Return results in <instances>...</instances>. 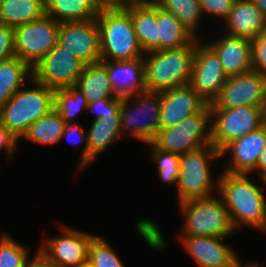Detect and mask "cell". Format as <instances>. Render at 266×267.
I'll return each instance as SVG.
<instances>
[{
    "mask_svg": "<svg viewBox=\"0 0 266 267\" xmlns=\"http://www.w3.org/2000/svg\"><path fill=\"white\" fill-rule=\"evenodd\" d=\"M96 21L100 31L101 61H132L143 58L130 14L124 8L103 6Z\"/></svg>",
    "mask_w": 266,
    "mask_h": 267,
    "instance_id": "4",
    "label": "cell"
},
{
    "mask_svg": "<svg viewBox=\"0 0 266 267\" xmlns=\"http://www.w3.org/2000/svg\"><path fill=\"white\" fill-rule=\"evenodd\" d=\"M27 267H53L48 264L39 254H37L34 259L28 264Z\"/></svg>",
    "mask_w": 266,
    "mask_h": 267,
    "instance_id": "44",
    "label": "cell"
},
{
    "mask_svg": "<svg viewBox=\"0 0 266 267\" xmlns=\"http://www.w3.org/2000/svg\"><path fill=\"white\" fill-rule=\"evenodd\" d=\"M54 107L55 90L32 78L0 108V123L20 142L30 126Z\"/></svg>",
    "mask_w": 266,
    "mask_h": 267,
    "instance_id": "2",
    "label": "cell"
},
{
    "mask_svg": "<svg viewBox=\"0 0 266 267\" xmlns=\"http://www.w3.org/2000/svg\"><path fill=\"white\" fill-rule=\"evenodd\" d=\"M65 124L61 115L53 109L33 123L23 138L36 145L55 147L61 142Z\"/></svg>",
    "mask_w": 266,
    "mask_h": 267,
    "instance_id": "29",
    "label": "cell"
},
{
    "mask_svg": "<svg viewBox=\"0 0 266 267\" xmlns=\"http://www.w3.org/2000/svg\"><path fill=\"white\" fill-rule=\"evenodd\" d=\"M204 40V41H202ZM228 79L216 52L202 39L195 38V54L189 85L207 103H213Z\"/></svg>",
    "mask_w": 266,
    "mask_h": 267,
    "instance_id": "12",
    "label": "cell"
},
{
    "mask_svg": "<svg viewBox=\"0 0 266 267\" xmlns=\"http://www.w3.org/2000/svg\"><path fill=\"white\" fill-rule=\"evenodd\" d=\"M103 5L111 8H124L127 6L147 4L155 0H102Z\"/></svg>",
    "mask_w": 266,
    "mask_h": 267,
    "instance_id": "41",
    "label": "cell"
},
{
    "mask_svg": "<svg viewBox=\"0 0 266 267\" xmlns=\"http://www.w3.org/2000/svg\"><path fill=\"white\" fill-rule=\"evenodd\" d=\"M147 147H150L148 151L150 153V162L155 165L158 172V180L165 183V185L170 184L177 186L179 181V167L181 155L177 153H172L170 151H165L160 148L155 147L152 143H147Z\"/></svg>",
    "mask_w": 266,
    "mask_h": 267,
    "instance_id": "32",
    "label": "cell"
},
{
    "mask_svg": "<svg viewBox=\"0 0 266 267\" xmlns=\"http://www.w3.org/2000/svg\"><path fill=\"white\" fill-rule=\"evenodd\" d=\"M121 115L106 114L98 120H92L87 132L88 167L118 140H124L121 131Z\"/></svg>",
    "mask_w": 266,
    "mask_h": 267,
    "instance_id": "22",
    "label": "cell"
},
{
    "mask_svg": "<svg viewBox=\"0 0 266 267\" xmlns=\"http://www.w3.org/2000/svg\"><path fill=\"white\" fill-rule=\"evenodd\" d=\"M79 123H66L65 128L61 137V141L66 139L68 144L70 143L73 147L77 148L81 146L83 149L80 151V157L78 159V164L76 166L75 172L82 174L85 172V169L88 167V144H87V132L84 128V125ZM76 145V146H75Z\"/></svg>",
    "mask_w": 266,
    "mask_h": 267,
    "instance_id": "35",
    "label": "cell"
},
{
    "mask_svg": "<svg viewBox=\"0 0 266 267\" xmlns=\"http://www.w3.org/2000/svg\"><path fill=\"white\" fill-rule=\"evenodd\" d=\"M130 14L139 44L144 53L159 50L157 3L124 7Z\"/></svg>",
    "mask_w": 266,
    "mask_h": 267,
    "instance_id": "23",
    "label": "cell"
},
{
    "mask_svg": "<svg viewBox=\"0 0 266 267\" xmlns=\"http://www.w3.org/2000/svg\"><path fill=\"white\" fill-rule=\"evenodd\" d=\"M155 2L164 10L171 12L196 38H203L201 37L203 34L199 33L204 21L199 0H155Z\"/></svg>",
    "mask_w": 266,
    "mask_h": 267,
    "instance_id": "30",
    "label": "cell"
},
{
    "mask_svg": "<svg viewBox=\"0 0 266 267\" xmlns=\"http://www.w3.org/2000/svg\"><path fill=\"white\" fill-rule=\"evenodd\" d=\"M107 69L110 84L119 97L147 91L143 58L132 61H101Z\"/></svg>",
    "mask_w": 266,
    "mask_h": 267,
    "instance_id": "21",
    "label": "cell"
},
{
    "mask_svg": "<svg viewBox=\"0 0 266 267\" xmlns=\"http://www.w3.org/2000/svg\"><path fill=\"white\" fill-rule=\"evenodd\" d=\"M179 206V207H178ZM182 225L177 236H209L228 238L234 234L229 212L218 194L177 204Z\"/></svg>",
    "mask_w": 266,
    "mask_h": 267,
    "instance_id": "6",
    "label": "cell"
},
{
    "mask_svg": "<svg viewBox=\"0 0 266 267\" xmlns=\"http://www.w3.org/2000/svg\"><path fill=\"white\" fill-rule=\"evenodd\" d=\"M102 0H45V15L57 23L83 22L96 19Z\"/></svg>",
    "mask_w": 266,
    "mask_h": 267,
    "instance_id": "24",
    "label": "cell"
},
{
    "mask_svg": "<svg viewBox=\"0 0 266 267\" xmlns=\"http://www.w3.org/2000/svg\"><path fill=\"white\" fill-rule=\"evenodd\" d=\"M234 2L235 0H199L200 9L204 19H207L208 16L209 18H212L210 22L213 19H217L216 22L218 21L220 23H218V25H221L228 17Z\"/></svg>",
    "mask_w": 266,
    "mask_h": 267,
    "instance_id": "36",
    "label": "cell"
},
{
    "mask_svg": "<svg viewBox=\"0 0 266 267\" xmlns=\"http://www.w3.org/2000/svg\"><path fill=\"white\" fill-rule=\"evenodd\" d=\"M257 179H260L259 181L262 182V187L265 190L266 189L265 188L266 187V173H264L260 178H257Z\"/></svg>",
    "mask_w": 266,
    "mask_h": 267,
    "instance_id": "46",
    "label": "cell"
},
{
    "mask_svg": "<svg viewBox=\"0 0 266 267\" xmlns=\"http://www.w3.org/2000/svg\"><path fill=\"white\" fill-rule=\"evenodd\" d=\"M219 26L223 33L252 41L266 32V19L252 0H235L228 17Z\"/></svg>",
    "mask_w": 266,
    "mask_h": 267,
    "instance_id": "20",
    "label": "cell"
},
{
    "mask_svg": "<svg viewBox=\"0 0 266 267\" xmlns=\"http://www.w3.org/2000/svg\"><path fill=\"white\" fill-rule=\"evenodd\" d=\"M96 235L89 246L88 263L91 267H126L112 244Z\"/></svg>",
    "mask_w": 266,
    "mask_h": 267,
    "instance_id": "34",
    "label": "cell"
},
{
    "mask_svg": "<svg viewBox=\"0 0 266 267\" xmlns=\"http://www.w3.org/2000/svg\"><path fill=\"white\" fill-rule=\"evenodd\" d=\"M218 195L229 212L236 231L247 226L266 232V197L261 183L246 174L221 171L218 177Z\"/></svg>",
    "mask_w": 266,
    "mask_h": 267,
    "instance_id": "1",
    "label": "cell"
},
{
    "mask_svg": "<svg viewBox=\"0 0 266 267\" xmlns=\"http://www.w3.org/2000/svg\"><path fill=\"white\" fill-rule=\"evenodd\" d=\"M84 64L59 42L32 68L33 78L53 90L75 86Z\"/></svg>",
    "mask_w": 266,
    "mask_h": 267,
    "instance_id": "13",
    "label": "cell"
},
{
    "mask_svg": "<svg viewBox=\"0 0 266 267\" xmlns=\"http://www.w3.org/2000/svg\"><path fill=\"white\" fill-rule=\"evenodd\" d=\"M207 103L189 85L160 92V129L179 124L184 118L200 112Z\"/></svg>",
    "mask_w": 266,
    "mask_h": 267,
    "instance_id": "18",
    "label": "cell"
},
{
    "mask_svg": "<svg viewBox=\"0 0 266 267\" xmlns=\"http://www.w3.org/2000/svg\"><path fill=\"white\" fill-rule=\"evenodd\" d=\"M252 2L259 8L266 19V0H252Z\"/></svg>",
    "mask_w": 266,
    "mask_h": 267,
    "instance_id": "45",
    "label": "cell"
},
{
    "mask_svg": "<svg viewBox=\"0 0 266 267\" xmlns=\"http://www.w3.org/2000/svg\"><path fill=\"white\" fill-rule=\"evenodd\" d=\"M44 15L45 0H0V24L15 28Z\"/></svg>",
    "mask_w": 266,
    "mask_h": 267,
    "instance_id": "27",
    "label": "cell"
},
{
    "mask_svg": "<svg viewBox=\"0 0 266 267\" xmlns=\"http://www.w3.org/2000/svg\"><path fill=\"white\" fill-rule=\"evenodd\" d=\"M266 148V124L244 137L229 143L220 153L226 158L221 171L250 175L256 168L260 154Z\"/></svg>",
    "mask_w": 266,
    "mask_h": 267,
    "instance_id": "16",
    "label": "cell"
},
{
    "mask_svg": "<svg viewBox=\"0 0 266 267\" xmlns=\"http://www.w3.org/2000/svg\"><path fill=\"white\" fill-rule=\"evenodd\" d=\"M264 173H266V148L260 154L259 160L256 164V168L250 174V176L253 175V178H254V176L257 175L256 176V179H257V177L260 178Z\"/></svg>",
    "mask_w": 266,
    "mask_h": 267,
    "instance_id": "42",
    "label": "cell"
},
{
    "mask_svg": "<svg viewBox=\"0 0 266 267\" xmlns=\"http://www.w3.org/2000/svg\"><path fill=\"white\" fill-rule=\"evenodd\" d=\"M59 23L44 15L14 28L15 56L33 68L58 42Z\"/></svg>",
    "mask_w": 266,
    "mask_h": 267,
    "instance_id": "11",
    "label": "cell"
},
{
    "mask_svg": "<svg viewBox=\"0 0 266 267\" xmlns=\"http://www.w3.org/2000/svg\"><path fill=\"white\" fill-rule=\"evenodd\" d=\"M37 254L38 250L31 256L26 245L19 243L6 232L1 234L0 267H27Z\"/></svg>",
    "mask_w": 266,
    "mask_h": 267,
    "instance_id": "33",
    "label": "cell"
},
{
    "mask_svg": "<svg viewBox=\"0 0 266 267\" xmlns=\"http://www.w3.org/2000/svg\"><path fill=\"white\" fill-rule=\"evenodd\" d=\"M252 69L266 77V32L251 41Z\"/></svg>",
    "mask_w": 266,
    "mask_h": 267,
    "instance_id": "38",
    "label": "cell"
},
{
    "mask_svg": "<svg viewBox=\"0 0 266 267\" xmlns=\"http://www.w3.org/2000/svg\"><path fill=\"white\" fill-rule=\"evenodd\" d=\"M266 98V77L254 70L229 76L219 96L210 108H233L241 106L264 107Z\"/></svg>",
    "mask_w": 266,
    "mask_h": 267,
    "instance_id": "14",
    "label": "cell"
},
{
    "mask_svg": "<svg viewBox=\"0 0 266 267\" xmlns=\"http://www.w3.org/2000/svg\"><path fill=\"white\" fill-rule=\"evenodd\" d=\"M159 50L189 45L196 37L171 13L157 4Z\"/></svg>",
    "mask_w": 266,
    "mask_h": 267,
    "instance_id": "28",
    "label": "cell"
},
{
    "mask_svg": "<svg viewBox=\"0 0 266 267\" xmlns=\"http://www.w3.org/2000/svg\"><path fill=\"white\" fill-rule=\"evenodd\" d=\"M75 267H91V265L87 262L83 265H80V266H75Z\"/></svg>",
    "mask_w": 266,
    "mask_h": 267,
    "instance_id": "48",
    "label": "cell"
},
{
    "mask_svg": "<svg viewBox=\"0 0 266 267\" xmlns=\"http://www.w3.org/2000/svg\"><path fill=\"white\" fill-rule=\"evenodd\" d=\"M32 78V68L19 57L0 62V108Z\"/></svg>",
    "mask_w": 266,
    "mask_h": 267,
    "instance_id": "26",
    "label": "cell"
},
{
    "mask_svg": "<svg viewBox=\"0 0 266 267\" xmlns=\"http://www.w3.org/2000/svg\"><path fill=\"white\" fill-rule=\"evenodd\" d=\"M197 267H233L236 251L225 237L176 236ZM223 240V241H222ZM228 244V245H227Z\"/></svg>",
    "mask_w": 266,
    "mask_h": 267,
    "instance_id": "17",
    "label": "cell"
},
{
    "mask_svg": "<svg viewBox=\"0 0 266 267\" xmlns=\"http://www.w3.org/2000/svg\"><path fill=\"white\" fill-rule=\"evenodd\" d=\"M121 131L143 144L151 143L160 130V92H140L123 97Z\"/></svg>",
    "mask_w": 266,
    "mask_h": 267,
    "instance_id": "7",
    "label": "cell"
},
{
    "mask_svg": "<svg viewBox=\"0 0 266 267\" xmlns=\"http://www.w3.org/2000/svg\"><path fill=\"white\" fill-rule=\"evenodd\" d=\"M88 105L84 94L75 86L55 90L54 109L61 115L65 123H79L80 120L77 117L86 111Z\"/></svg>",
    "mask_w": 266,
    "mask_h": 267,
    "instance_id": "31",
    "label": "cell"
},
{
    "mask_svg": "<svg viewBox=\"0 0 266 267\" xmlns=\"http://www.w3.org/2000/svg\"><path fill=\"white\" fill-rule=\"evenodd\" d=\"M263 114H264V124H266V98H265V104L263 107Z\"/></svg>",
    "mask_w": 266,
    "mask_h": 267,
    "instance_id": "47",
    "label": "cell"
},
{
    "mask_svg": "<svg viewBox=\"0 0 266 267\" xmlns=\"http://www.w3.org/2000/svg\"><path fill=\"white\" fill-rule=\"evenodd\" d=\"M18 144L19 141L0 123V153L4 151L7 160L12 161Z\"/></svg>",
    "mask_w": 266,
    "mask_h": 267,
    "instance_id": "40",
    "label": "cell"
},
{
    "mask_svg": "<svg viewBox=\"0 0 266 267\" xmlns=\"http://www.w3.org/2000/svg\"><path fill=\"white\" fill-rule=\"evenodd\" d=\"M123 102V97L119 98H103L92 102L86 108L85 113H91L93 120H98L105 117L106 114L121 115L120 108Z\"/></svg>",
    "mask_w": 266,
    "mask_h": 267,
    "instance_id": "37",
    "label": "cell"
},
{
    "mask_svg": "<svg viewBox=\"0 0 266 267\" xmlns=\"http://www.w3.org/2000/svg\"><path fill=\"white\" fill-rule=\"evenodd\" d=\"M57 235L42 238L38 254L53 267H75L88 262L89 246L96 236L60 223Z\"/></svg>",
    "mask_w": 266,
    "mask_h": 267,
    "instance_id": "9",
    "label": "cell"
},
{
    "mask_svg": "<svg viewBox=\"0 0 266 267\" xmlns=\"http://www.w3.org/2000/svg\"><path fill=\"white\" fill-rule=\"evenodd\" d=\"M75 87L84 94L88 104L103 98H119L110 84L106 66L102 62L84 65Z\"/></svg>",
    "mask_w": 266,
    "mask_h": 267,
    "instance_id": "25",
    "label": "cell"
},
{
    "mask_svg": "<svg viewBox=\"0 0 266 267\" xmlns=\"http://www.w3.org/2000/svg\"><path fill=\"white\" fill-rule=\"evenodd\" d=\"M195 39L187 46L150 51L143 56L147 91L161 92L190 82Z\"/></svg>",
    "mask_w": 266,
    "mask_h": 267,
    "instance_id": "3",
    "label": "cell"
},
{
    "mask_svg": "<svg viewBox=\"0 0 266 267\" xmlns=\"http://www.w3.org/2000/svg\"><path fill=\"white\" fill-rule=\"evenodd\" d=\"M217 34V37L210 39L212 41L208 39L205 42L218 55L226 75L229 77L252 71L251 41L222 31Z\"/></svg>",
    "mask_w": 266,
    "mask_h": 267,
    "instance_id": "19",
    "label": "cell"
},
{
    "mask_svg": "<svg viewBox=\"0 0 266 267\" xmlns=\"http://www.w3.org/2000/svg\"><path fill=\"white\" fill-rule=\"evenodd\" d=\"M218 159L221 160V153L212 144L181 155L179 181L175 188L177 204L218 193L219 173L213 177L211 172L212 163Z\"/></svg>",
    "mask_w": 266,
    "mask_h": 267,
    "instance_id": "5",
    "label": "cell"
},
{
    "mask_svg": "<svg viewBox=\"0 0 266 267\" xmlns=\"http://www.w3.org/2000/svg\"><path fill=\"white\" fill-rule=\"evenodd\" d=\"M15 56L14 28L0 24V62Z\"/></svg>",
    "mask_w": 266,
    "mask_h": 267,
    "instance_id": "39",
    "label": "cell"
},
{
    "mask_svg": "<svg viewBox=\"0 0 266 267\" xmlns=\"http://www.w3.org/2000/svg\"><path fill=\"white\" fill-rule=\"evenodd\" d=\"M233 267H263V265L257 260H248L245 264H242L239 255L236 253Z\"/></svg>",
    "mask_w": 266,
    "mask_h": 267,
    "instance_id": "43",
    "label": "cell"
},
{
    "mask_svg": "<svg viewBox=\"0 0 266 267\" xmlns=\"http://www.w3.org/2000/svg\"><path fill=\"white\" fill-rule=\"evenodd\" d=\"M151 143L157 148L180 155L211 145L209 104L200 112L184 118L179 124L160 129Z\"/></svg>",
    "mask_w": 266,
    "mask_h": 267,
    "instance_id": "8",
    "label": "cell"
},
{
    "mask_svg": "<svg viewBox=\"0 0 266 267\" xmlns=\"http://www.w3.org/2000/svg\"><path fill=\"white\" fill-rule=\"evenodd\" d=\"M58 42L84 65L101 62L100 31L96 19L59 23Z\"/></svg>",
    "mask_w": 266,
    "mask_h": 267,
    "instance_id": "15",
    "label": "cell"
},
{
    "mask_svg": "<svg viewBox=\"0 0 266 267\" xmlns=\"http://www.w3.org/2000/svg\"><path fill=\"white\" fill-rule=\"evenodd\" d=\"M211 142L220 152L232 141L264 125L263 107L210 108Z\"/></svg>",
    "mask_w": 266,
    "mask_h": 267,
    "instance_id": "10",
    "label": "cell"
}]
</instances>
